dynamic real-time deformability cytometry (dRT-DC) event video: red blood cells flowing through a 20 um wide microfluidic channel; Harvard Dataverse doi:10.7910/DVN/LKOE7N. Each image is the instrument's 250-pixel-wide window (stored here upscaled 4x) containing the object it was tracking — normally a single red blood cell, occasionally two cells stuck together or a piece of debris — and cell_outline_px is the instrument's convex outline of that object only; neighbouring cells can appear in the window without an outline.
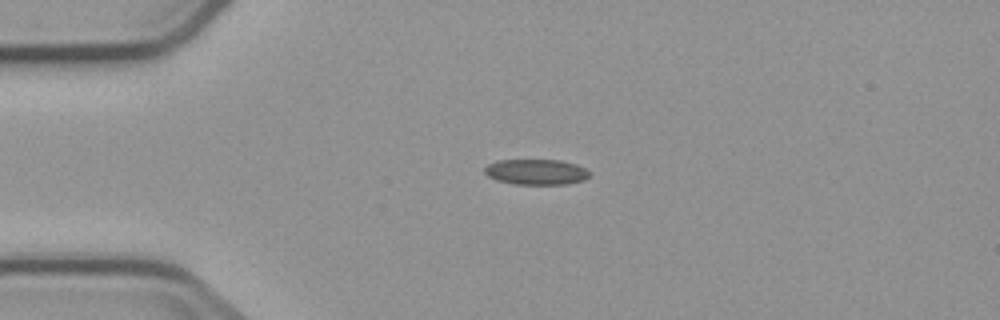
{"species": "common noctule bat (a hibernating species)", "species_latin": "Nyctalus noctula", "temperature_condition": "cold", "stored_images_in_passage": 3, "camera_frame_rate_fps": 3000, "um_per_image_px": 0.085, "animal": {"sex": "male", "body_mass_g": 23.1, "forearm_length_mm": 52.7}, "frame": {"image": 1, "passage_image": 1, "time_ms": 0.0, "image_size_px": [1000, 320], "cell_outline_px": [[588, 176], [584, 180], [564, 184], [516, 184], [496, 180], [488, 176], [484, 172], [484, 168], [488, 164], [500, 160], [560, 160], [576, 164], [584, 168], [588, 172]], "centroid_in_image_um": [45.55, 14.61], "position_along_channel_um": 39.5, "area_um2": 15.43}}
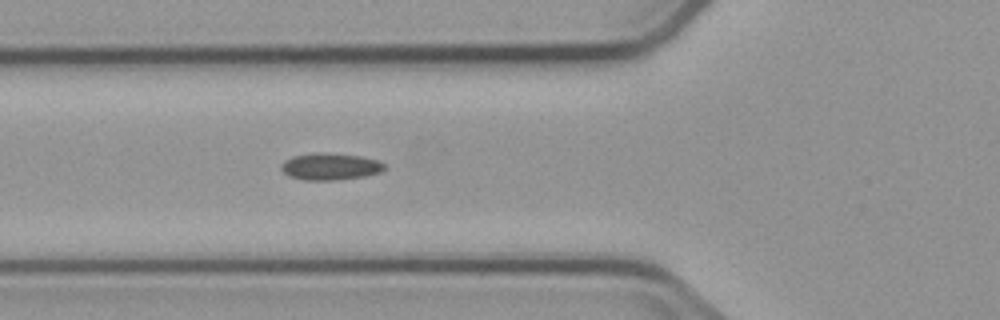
{"frame": {"image": 2, "passage_image": 3, "time_ms": 2.333, "image_size_px": [1000, 320], "cell_outline_px": [[384, 168], [380, 172], [364, 176], [332, 180], [304, 180], [288, 176], [280, 168], [280, 164], [284, 160], [292, 156], [312, 152], [324, 152], [360, 156], [380, 160], [384, 164]], "centroid_in_image_um": [28.02, 14.14], "position_along_channel_um": 97.8, "area_um2": 16.3}}